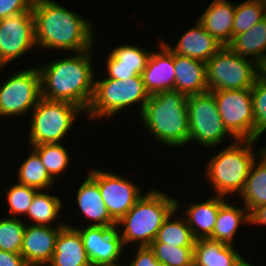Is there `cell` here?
Wrapping results in <instances>:
<instances>
[{"label": "cell", "mask_w": 266, "mask_h": 266, "mask_svg": "<svg viewBox=\"0 0 266 266\" xmlns=\"http://www.w3.org/2000/svg\"><path fill=\"white\" fill-rule=\"evenodd\" d=\"M266 18L262 0H245L235 6L233 38L248 31L253 25Z\"/></svg>", "instance_id": "obj_32"}, {"label": "cell", "mask_w": 266, "mask_h": 266, "mask_svg": "<svg viewBox=\"0 0 266 266\" xmlns=\"http://www.w3.org/2000/svg\"><path fill=\"white\" fill-rule=\"evenodd\" d=\"M39 155L49 175L56 180L70 166V153L63 143H43L31 146ZM60 174V175H59Z\"/></svg>", "instance_id": "obj_31"}, {"label": "cell", "mask_w": 266, "mask_h": 266, "mask_svg": "<svg viewBox=\"0 0 266 266\" xmlns=\"http://www.w3.org/2000/svg\"><path fill=\"white\" fill-rule=\"evenodd\" d=\"M65 225L66 222H58L53 226L26 223L21 255L27 266H47L50 263L57 235Z\"/></svg>", "instance_id": "obj_15"}, {"label": "cell", "mask_w": 266, "mask_h": 266, "mask_svg": "<svg viewBox=\"0 0 266 266\" xmlns=\"http://www.w3.org/2000/svg\"><path fill=\"white\" fill-rule=\"evenodd\" d=\"M61 5L53 0H34L32 13L37 49L69 53L94 49L93 21Z\"/></svg>", "instance_id": "obj_1"}, {"label": "cell", "mask_w": 266, "mask_h": 266, "mask_svg": "<svg viewBox=\"0 0 266 266\" xmlns=\"http://www.w3.org/2000/svg\"><path fill=\"white\" fill-rule=\"evenodd\" d=\"M237 55L266 68V18L248 31L236 35L228 45Z\"/></svg>", "instance_id": "obj_25"}, {"label": "cell", "mask_w": 266, "mask_h": 266, "mask_svg": "<svg viewBox=\"0 0 266 266\" xmlns=\"http://www.w3.org/2000/svg\"><path fill=\"white\" fill-rule=\"evenodd\" d=\"M92 50L56 58L37 66L42 98L72 103L86 113L93 98L95 84Z\"/></svg>", "instance_id": "obj_2"}, {"label": "cell", "mask_w": 266, "mask_h": 266, "mask_svg": "<svg viewBox=\"0 0 266 266\" xmlns=\"http://www.w3.org/2000/svg\"><path fill=\"white\" fill-rule=\"evenodd\" d=\"M97 185L110 216L118 222L143 195L139 185L111 171L97 169Z\"/></svg>", "instance_id": "obj_14"}, {"label": "cell", "mask_w": 266, "mask_h": 266, "mask_svg": "<svg viewBox=\"0 0 266 266\" xmlns=\"http://www.w3.org/2000/svg\"><path fill=\"white\" fill-rule=\"evenodd\" d=\"M238 196L249 213L266 204V148L253 161L244 188Z\"/></svg>", "instance_id": "obj_27"}, {"label": "cell", "mask_w": 266, "mask_h": 266, "mask_svg": "<svg viewBox=\"0 0 266 266\" xmlns=\"http://www.w3.org/2000/svg\"><path fill=\"white\" fill-rule=\"evenodd\" d=\"M228 200L230 201L231 198L220 206L214 229L208 238L235 247L236 233L242 223L250 224V213L244 205L243 207L235 206V202L232 205Z\"/></svg>", "instance_id": "obj_24"}, {"label": "cell", "mask_w": 266, "mask_h": 266, "mask_svg": "<svg viewBox=\"0 0 266 266\" xmlns=\"http://www.w3.org/2000/svg\"><path fill=\"white\" fill-rule=\"evenodd\" d=\"M263 69L223 46L206 62L208 91L251 89Z\"/></svg>", "instance_id": "obj_8"}, {"label": "cell", "mask_w": 266, "mask_h": 266, "mask_svg": "<svg viewBox=\"0 0 266 266\" xmlns=\"http://www.w3.org/2000/svg\"><path fill=\"white\" fill-rule=\"evenodd\" d=\"M178 40L177 44L172 47L168 41L161 39L173 53L205 63L223 47L198 21L183 35L181 34Z\"/></svg>", "instance_id": "obj_19"}, {"label": "cell", "mask_w": 266, "mask_h": 266, "mask_svg": "<svg viewBox=\"0 0 266 266\" xmlns=\"http://www.w3.org/2000/svg\"><path fill=\"white\" fill-rule=\"evenodd\" d=\"M254 140H236L209 157L206 163L205 177L215 195L225 197L240 195L249 175L253 161L266 148L253 151Z\"/></svg>", "instance_id": "obj_5"}, {"label": "cell", "mask_w": 266, "mask_h": 266, "mask_svg": "<svg viewBox=\"0 0 266 266\" xmlns=\"http://www.w3.org/2000/svg\"><path fill=\"white\" fill-rule=\"evenodd\" d=\"M36 48L32 9L0 19V67Z\"/></svg>", "instance_id": "obj_12"}, {"label": "cell", "mask_w": 266, "mask_h": 266, "mask_svg": "<svg viewBox=\"0 0 266 266\" xmlns=\"http://www.w3.org/2000/svg\"><path fill=\"white\" fill-rule=\"evenodd\" d=\"M41 98L37 66L14 72L0 85V117H22L30 113Z\"/></svg>", "instance_id": "obj_10"}, {"label": "cell", "mask_w": 266, "mask_h": 266, "mask_svg": "<svg viewBox=\"0 0 266 266\" xmlns=\"http://www.w3.org/2000/svg\"><path fill=\"white\" fill-rule=\"evenodd\" d=\"M148 50L136 44H119L106 56L105 78L126 80L142 75L152 52Z\"/></svg>", "instance_id": "obj_17"}, {"label": "cell", "mask_w": 266, "mask_h": 266, "mask_svg": "<svg viewBox=\"0 0 266 266\" xmlns=\"http://www.w3.org/2000/svg\"><path fill=\"white\" fill-rule=\"evenodd\" d=\"M25 228L26 220L8 216L0 218V250L21 254Z\"/></svg>", "instance_id": "obj_33"}, {"label": "cell", "mask_w": 266, "mask_h": 266, "mask_svg": "<svg viewBox=\"0 0 266 266\" xmlns=\"http://www.w3.org/2000/svg\"><path fill=\"white\" fill-rule=\"evenodd\" d=\"M236 250L209 238L196 239L193 266H233L242 256Z\"/></svg>", "instance_id": "obj_26"}, {"label": "cell", "mask_w": 266, "mask_h": 266, "mask_svg": "<svg viewBox=\"0 0 266 266\" xmlns=\"http://www.w3.org/2000/svg\"><path fill=\"white\" fill-rule=\"evenodd\" d=\"M34 0H0V19L32 9Z\"/></svg>", "instance_id": "obj_37"}, {"label": "cell", "mask_w": 266, "mask_h": 266, "mask_svg": "<svg viewBox=\"0 0 266 266\" xmlns=\"http://www.w3.org/2000/svg\"><path fill=\"white\" fill-rule=\"evenodd\" d=\"M47 266H92L76 228L65 225L57 235L55 251Z\"/></svg>", "instance_id": "obj_22"}, {"label": "cell", "mask_w": 266, "mask_h": 266, "mask_svg": "<svg viewBox=\"0 0 266 266\" xmlns=\"http://www.w3.org/2000/svg\"><path fill=\"white\" fill-rule=\"evenodd\" d=\"M76 192L77 207L90 220L86 226L116 227L117 222L110 216L97 185V169L88 172Z\"/></svg>", "instance_id": "obj_16"}, {"label": "cell", "mask_w": 266, "mask_h": 266, "mask_svg": "<svg viewBox=\"0 0 266 266\" xmlns=\"http://www.w3.org/2000/svg\"><path fill=\"white\" fill-rule=\"evenodd\" d=\"M17 182L37 190H51L55 180L49 175L39 155L31 149L30 155L17 170Z\"/></svg>", "instance_id": "obj_30"}, {"label": "cell", "mask_w": 266, "mask_h": 266, "mask_svg": "<svg viewBox=\"0 0 266 266\" xmlns=\"http://www.w3.org/2000/svg\"><path fill=\"white\" fill-rule=\"evenodd\" d=\"M235 6L232 1L212 0L198 18V22L222 46H228L233 40Z\"/></svg>", "instance_id": "obj_20"}, {"label": "cell", "mask_w": 266, "mask_h": 266, "mask_svg": "<svg viewBox=\"0 0 266 266\" xmlns=\"http://www.w3.org/2000/svg\"><path fill=\"white\" fill-rule=\"evenodd\" d=\"M255 141L266 132V74L263 72L251 88Z\"/></svg>", "instance_id": "obj_36"}, {"label": "cell", "mask_w": 266, "mask_h": 266, "mask_svg": "<svg viewBox=\"0 0 266 266\" xmlns=\"http://www.w3.org/2000/svg\"><path fill=\"white\" fill-rule=\"evenodd\" d=\"M187 109L189 144L194 141L206 150L221 145L226 136L231 137V141L237 140L225 127L211 92L188 96Z\"/></svg>", "instance_id": "obj_9"}, {"label": "cell", "mask_w": 266, "mask_h": 266, "mask_svg": "<svg viewBox=\"0 0 266 266\" xmlns=\"http://www.w3.org/2000/svg\"><path fill=\"white\" fill-rule=\"evenodd\" d=\"M0 266H27L21 254L0 250Z\"/></svg>", "instance_id": "obj_39"}, {"label": "cell", "mask_w": 266, "mask_h": 266, "mask_svg": "<svg viewBox=\"0 0 266 266\" xmlns=\"http://www.w3.org/2000/svg\"><path fill=\"white\" fill-rule=\"evenodd\" d=\"M15 183L4 192V196L7 197V208L9 209L8 217L23 219L22 217L26 216L28 208L31 206L38 190L18 182Z\"/></svg>", "instance_id": "obj_34"}, {"label": "cell", "mask_w": 266, "mask_h": 266, "mask_svg": "<svg viewBox=\"0 0 266 266\" xmlns=\"http://www.w3.org/2000/svg\"><path fill=\"white\" fill-rule=\"evenodd\" d=\"M142 73L146 91L150 94L175 89L174 53L159 39Z\"/></svg>", "instance_id": "obj_18"}, {"label": "cell", "mask_w": 266, "mask_h": 266, "mask_svg": "<svg viewBox=\"0 0 266 266\" xmlns=\"http://www.w3.org/2000/svg\"><path fill=\"white\" fill-rule=\"evenodd\" d=\"M29 147L43 143H60L84 111L72 103L41 98L31 111ZM74 124V125H73Z\"/></svg>", "instance_id": "obj_7"}, {"label": "cell", "mask_w": 266, "mask_h": 266, "mask_svg": "<svg viewBox=\"0 0 266 266\" xmlns=\"http://www.w3.org/2000/svg\"><path fill=\"white\" fill-rule=\"evenodd\" d=\"M229 198L213 194L205 201H198V203L193 201L185 211L182 210L180 202L176 200V208L178 211H182V215L196 239L208 238L214 229L220 206Z\"/></svg>", "instance_id": "obj_21"}, {"label": "cell", "mask_w": 266, "mask_h": 266, "mask_svg": "<svg viewBox=\"0 0 266 266\" xmlns=\"http://www.w3.org/2000/svg\"><path fill=\"white\" fill-rule=\"evenodd\" d=\"M175 90L188 96L208 92L206 63L174 53Z\"/></svg>", "instance_id": "obj_23"}, {"label": "cell", "mask_w": 266, "mask_h": 266, "mask_svg": "<svg viewBox=\"0 0 266 266\" xmlns=\"http://www.w3.org/2000/svg\"><path fill=\"white\" fill-rule=\"evenodd\" d=\"M250 224L253 226L256 225H266V204H263L257 208H255L251 213H250Z\"/></svg>", "instance_id": "obj_40"}, {"label": "cell", "mask_w": 266, "mask_h": 266, "mask_svg": "<svg viewBox=\"0 0 266 266\" xmlns=\"http://www.w3.org/2000/svg\"><path fill=\"white\" fill-rule=\"evenodd\" d=\"M47 192V189L38 190L28 208L25 219L32 221L30 222L32 225L52 226L55 223L54 220L60 217V211L64 207L62 200L59 196Z\"/></svg>", "instance_id": "obj_29"}, {"label": "cell", "mask_w": 266, "mask_h": 266, "mask_svg": "<svg viewBox=\"0 0 266 266\" xmlns=\"http://www.w3.org/2000/svg\"><path fill=\"white\" fill-rule=\"evenodd\" d=\"M149 247L165 266H193L194 247H176L166 243H151Z\"/></svg>", "instance_id": "obj_35"}, {"label": "cell", "mask_w": 266, "mask_h": 266, "mask_svg": "<svg viewBox=\"0 0 266 266\" xmlns=\"http://www.w3.org/2000/svg\"><path fill=\"white\" fill-rule=\"evenodd\" d=\"M188 97L172 89L150 95L141 114L142 126L165 147L189 145Z\"/></svg>", "instance_id": "obj_3"}, {"label": "cell", "mask_w": 266, "mask_h": 266, "mask_svg": "<svg viewBox=\"0 0 266 266\" xmlns=\"http://www.w3.org/2000/svg\"><path fill=\"white\" fill-rule=\"evenodd\" d=\"M150 94L146 91L141 75L116 80L110 78L97 79L95 75L94 94L89 108L86 111L90 121L108 120L126 107L139 105V115L149 100Z\"/></svg>", "instance_id": "obj_6"}, {"label": "cell", "mask_w": 266, "mask_h": 266, "mask_svg": "<svg viewBox=\"0 0 266 266\" xmlns=\"http://www.w3.org/2000/svg\"><path fill=\"white\" fill-rule=\"evenodd\" d=\"M177 212L179 211L176 208L165 219L152 243H166L176 247H194L196 238L182 214L181 217H174L175 214H178Z\"/></svg>", "instance_id": "obj_28"}, {"label": "cell", "mask_w": 266, "mask_h": 266, "mask_svg": "<svg viewBox=\"0 0 266 266\" xmlns=\"http://www.w3.org/2000/svg\"><path fill=\"white\" fill-rule=\"evenodd\" d=\"M176 200L158 189L143 193L117 222L124 247L134 243L137 247L150 246L165 219L176 209Z\"/></svg>", "instance_id": "obj_4"}, {"label": "cell", "mask_w": 266, "mask_h": 266, "mask_svg": "<svg viewBox=\"0 0 266 266\" xmlns=\"http://www.w3.org/2000/svg\"><path fill=\"white\" fill-rule=\"evenodd\" d=\"M250 261H247L245 257L243 258V255L235 262L233 266H254L251 265L252 263H249Z\"/></svg>", "instance_id": "obj_41"}, {"label": "cell", "mask_w": 266, "mask_h": 266, "mask_svg": "<svg viewBox=\"0 0 266 266\" xmlns=\"http://www.w3.org/2000/svg\"><path fill=\"white\" fill-rule=\"evenodd\" d=\"M215 98L221 119L237 140L255 141L251 89L210 91Z\"/></svg>", "instance_id": "obj_11"}, {"label": "cell", "mask_w": 266, "mask_h": 266, "mask_svg": "<svg viewBox=\"0 0 266 266\" xmlns=\"http://www.w3.org/2000/svg\"><path fill=\"white\" fill-rule=\"evenodd\" d=\"M69 224L66 225L76 228L81 234L84 248L92 266H123L120 260L123 258L126 248L117 227L86 225L77 227Z\"/></svg>", "instance_id": "obj_13"}, {"label": "cell", "mask_w": 266, "mask_h": 266, "mask_svg": "<svg viewBox=\"0 0 266 266\" xmlns=\"http://www.w3.org/2000/svg\"><path fill=\"white\" fill-rule=\"evenodd\" d=\"M135 254L128 265L123 266H165L155 257L153 250L149 246L137 247Z\"/></svg>", "instance_id": "obj_38"}]
</instances>
